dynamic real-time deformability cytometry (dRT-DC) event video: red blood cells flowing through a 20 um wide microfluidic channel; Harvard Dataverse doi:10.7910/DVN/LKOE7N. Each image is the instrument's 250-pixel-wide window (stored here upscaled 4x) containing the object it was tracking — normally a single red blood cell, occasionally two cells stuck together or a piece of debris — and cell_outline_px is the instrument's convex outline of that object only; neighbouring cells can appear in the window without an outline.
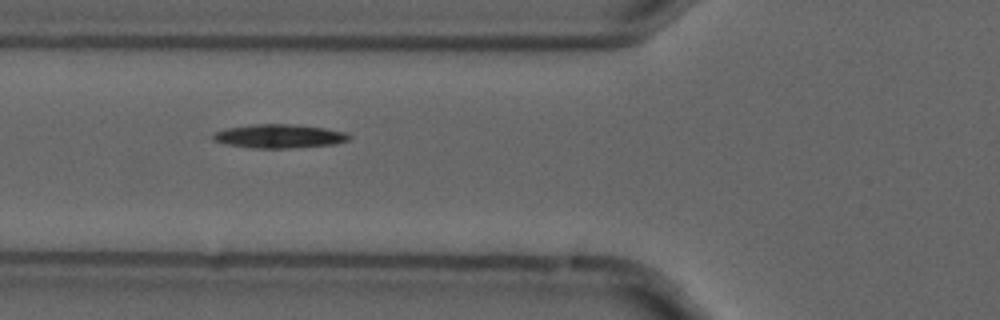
{"species": "common noctule bat (a hibernating species)", "species_latin": "Nyctalus noctula", "temperature_condition": "cold", "stored_images_in_passage": 7, "camera_frame_rate_fps": 3000, "um_per_image_px": 0.085, "animal": {"sex": "male", "forearm_length_mm": 52.5}, "frame": {"image": 1, "passage_image": 7, "time_ms": 2.0, "image_size_px": [1000, 320], "cell_outline_px": [[352, 136], [348, 140], [336, 144], [288, 148], [252, 148], [224, 144], [212, 140], [212, 136], [216, 132], [228, 128], [256, 124], [292, 124], [324, 128], [348, 132]], "centroid_in_image_um": [23.76, 11.58], "position_along_channel_um": 102.0, "area_um2": 18.84}}